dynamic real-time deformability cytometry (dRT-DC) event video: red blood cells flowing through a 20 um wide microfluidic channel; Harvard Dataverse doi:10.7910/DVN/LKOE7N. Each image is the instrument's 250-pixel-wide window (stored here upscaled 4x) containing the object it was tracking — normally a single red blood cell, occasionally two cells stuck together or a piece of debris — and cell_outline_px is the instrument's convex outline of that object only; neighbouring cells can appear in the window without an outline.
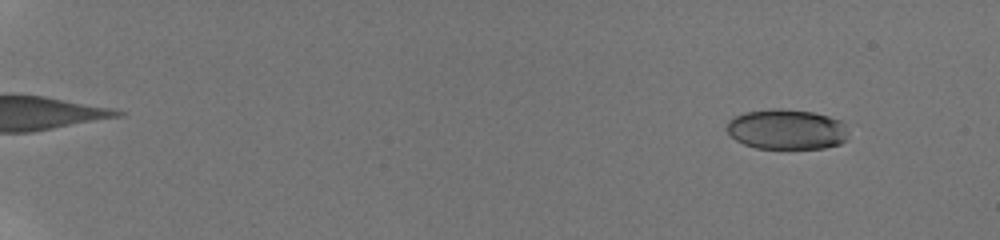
{"species": "human", "species_latin": "Homo sapiens", "temperature_condition": "room temperature", "stored_images_in_passage": 69, "camera_frame_rate_fps": 3000, "um_per_image_px": 0.085, "donor": {"sex": "male"}, "frame": {"image": 1, "passage_image": 5, "time_ms": 1.667, "image_size_px": [1000, 240], "cell_outline_px": [[848, 132], [844, 140], [840, 144], [824, 148], [756, 148], [744, 144], [736, 140], [724, 128], [728, 120], [744, 112], [772, 108], [780, 108], [812, 112], [828, 116], [840, 120]], "centroid_in_image_um": [66.82, 10.99], "position_along_channel_um": 18.2, "area_um2": 28.5}}
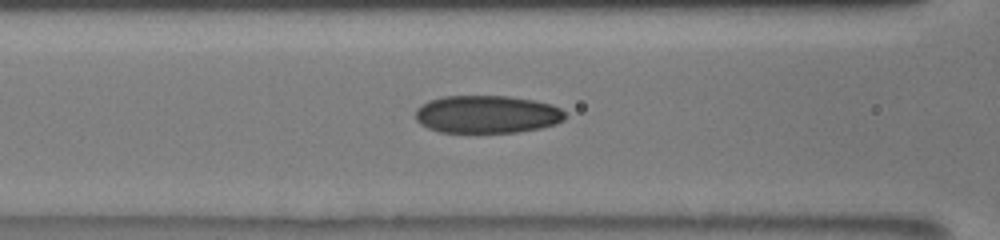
{"frame": {"image": 2, "passage_image": 25, "time_ms": 9.333, "image_size_px": [1000, 240], "cell_outline_px": [[568, 116], [564, 120], [556, 124], [540, 128], [516, 132], [440, 132], [428, 128], [420, 124], [416, 120], [416, 108], [420, 104], [428, 100], [444, 96], [508, 96], [532, 100], [552, 104], [560, 108]], "centroid_in_image_um": [41.39, 9.71], "position_along_channel_um": 125.2, "area_um2": 33.12}}
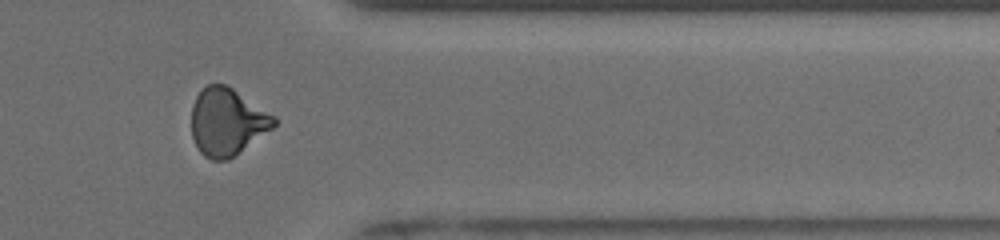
{"frame": {"image": 3, "passage_image": 53, "time_ms": 16.333, "image_size_px": [1000, 240], "cell_outline_px": [[276, 124], [272, 128], [228, 160], [212, 160], [204, 156], [200, 152], [192, 136], [192, 104], [196, 96], [208, 84], [228, 84], [276, 116]], "centroid_in_image_um": [19.31, 10.33], "position_along_channel_um": 392.1, "area_um2": 32.31}, "authors_computed_cell_mechanics": {"area_um2": 31.5588, "velocity_mm_per_s": 3.8737, "shape_relaxation_time_tau1_ms": 6.5562, "shape_relaxation_time_tau2_ms": 1.3405, "deformation_change_tau1": 0.1651, "deformation_change_tau2": 0.0705}}